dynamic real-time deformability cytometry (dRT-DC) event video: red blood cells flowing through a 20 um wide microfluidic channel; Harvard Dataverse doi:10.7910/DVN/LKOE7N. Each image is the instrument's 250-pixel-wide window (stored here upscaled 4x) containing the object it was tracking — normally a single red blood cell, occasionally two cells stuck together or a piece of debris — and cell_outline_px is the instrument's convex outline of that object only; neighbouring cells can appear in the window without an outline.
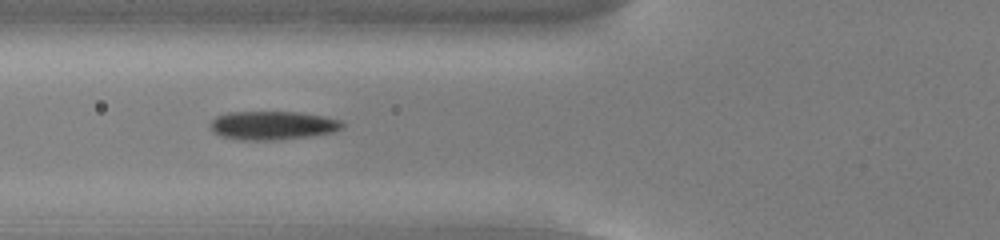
{"species": "common noctule bat (a hibernating species)", "species_latin": "Nyctalus noctula", "temperature_condition": "cold", "stored_images_in_passage": 40, "camera_frame_rate_fps": 3000, "um_per_image_px": 0.085, "animal": {"sex": "male", "body_mass_g": 13.0, "forearm_length_mm": 53.1}, "frame": {"image": 1, "passage_image": 7, "time_ms": 2.0, "image_size_px": [1000, 240], "cell_outline_px": [[344, 128], [332, 132], [308, 136], [276, 140], [240, 140], [220, 136], [212, 132], [208, 124], [216, 116], [228, 112], [300, 112], [324, 116], [340, 120], [344, 124]], "centroid_in_image_um": [23.13, 10.66], "position_along_channel_um": 102.7, "area_um2": 22.2}}
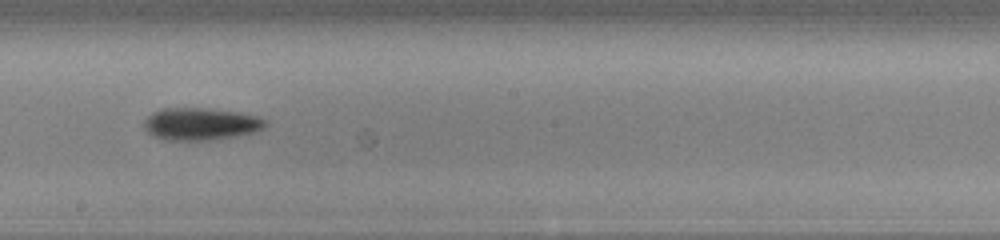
{"frame": {"image": 2, "passage_image": 17, "time_ms": 5.333, "image_size_px": [1000, 240], "cell_outline_px": [[268, 124], [264, 128], [256, 132], [216, 140], [164, 140], [152, 136], [144, 128], [144, 120], [152, 112], [164, 108], [204, 108], [240, 112], [256, 116], [268, 120]], "centroid_in_image_um": [17.08, 10.54], "position_along_channel_um": 231.1, "area_um2": 23.18}}
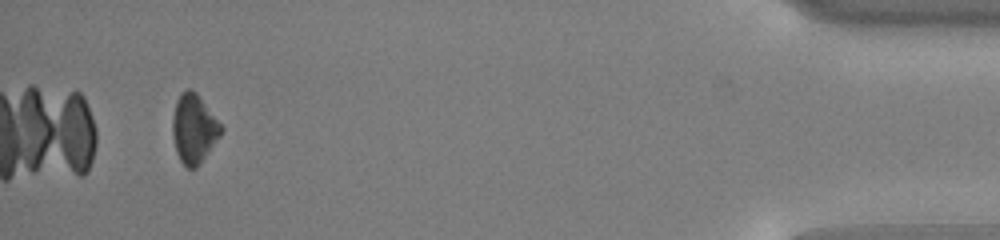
{"frame": {"image": 3, "passage_image": 37, "time_ms": 12.0, "image_size_px": [1000, 240], "cell_outline_px": [[224, 128], [220, 136], [200, 164], [196, 168], [188, 168], [180, 160], [176, 152], [172, 136], [172, 120], [176, 100], [180, 92], [188, 88], [192, 88], [196, 92]], "centroid_in_image_um": [16.47, 10.93], "position_along_channel_um": 418.7, "area_um2": 19.59}}